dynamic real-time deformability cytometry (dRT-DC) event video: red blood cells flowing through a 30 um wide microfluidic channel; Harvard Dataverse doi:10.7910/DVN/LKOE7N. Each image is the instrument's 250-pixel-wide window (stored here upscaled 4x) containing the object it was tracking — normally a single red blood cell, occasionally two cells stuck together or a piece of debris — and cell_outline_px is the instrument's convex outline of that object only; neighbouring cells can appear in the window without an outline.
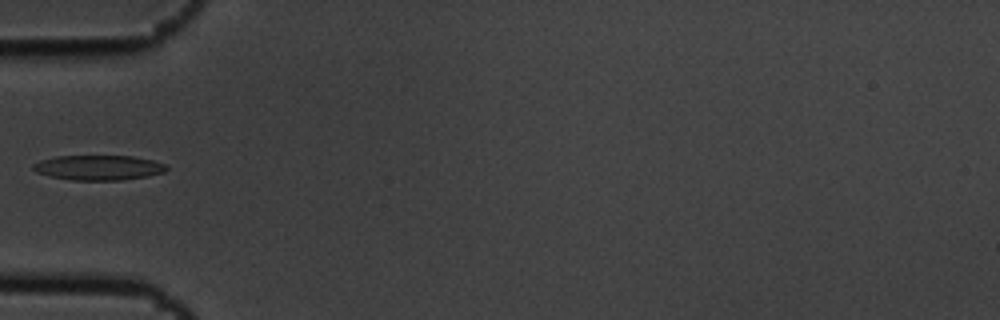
{"species": "common noctule bat (a hibernating species)", "species_latin": "Nyctalus noctula", "temperature_condition": "cold", "stored_images_in_passage": 2, "camera_frame_rate_fps": 3000, "um_per_image_px": 0.085, "animal": {"sex": "male", "body_mass_g": 19.5, "forearm_length_mm": 54.6}, "frame": {"image": 1, "passage_image": 2, "time_ms": 0.333, "image_size_px": [1000, 320], "cell_outline_px": [[168, 168], [164, 172], [148, 176], [120, 180], [72, 180], [52, 176], [36, 172], [32, 168], [32, 164], [40, 160], [56, 156], [132, 156], [152, 160], [168, 164]], "centroid_in_image_um": [8.39, 14.24], "position_along_channel_um": 76.6, "area_um2": 19.36}}